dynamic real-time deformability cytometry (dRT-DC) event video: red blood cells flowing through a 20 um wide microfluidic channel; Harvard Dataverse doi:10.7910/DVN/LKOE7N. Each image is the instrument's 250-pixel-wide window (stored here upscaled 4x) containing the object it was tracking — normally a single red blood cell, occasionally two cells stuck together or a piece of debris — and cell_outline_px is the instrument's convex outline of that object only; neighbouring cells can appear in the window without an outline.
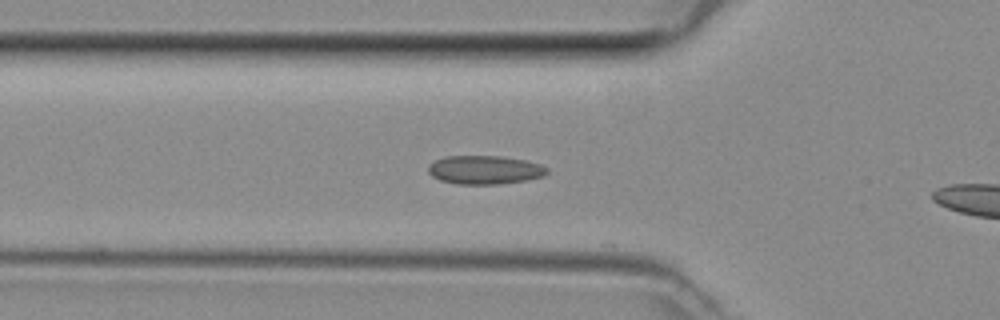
{"species": "common noctule bat (a hibernating species)", "species_latin": "Nyctalus noctula", "temperature_condition": "room temperature", "stored_images_in_passage": 33, "camera_frame_rate_fps": 3000, "um_per_image_px": 0.085, "animal": {"sex": "female", "body_mass_g": 29.2, "forearm_length_mm": 56.3}, "frame": {"image": 1, "passage_image": 10, "time_ms": 3.0, "image_size_px": [1000, 320], "cell_outline_px": [[548, 172], [544, 176], [524, 180], [500, 184], [456, 184], [440, 180], [432, 176], [428, 172], [428, 164], [444, 156], [500, 156], [528, 160], [540, 164], [548, 168]], "centroid_in_image_um": [41.2, 14.43], "position_along_channel_um": 84.6, "area_um2": 19.94}}
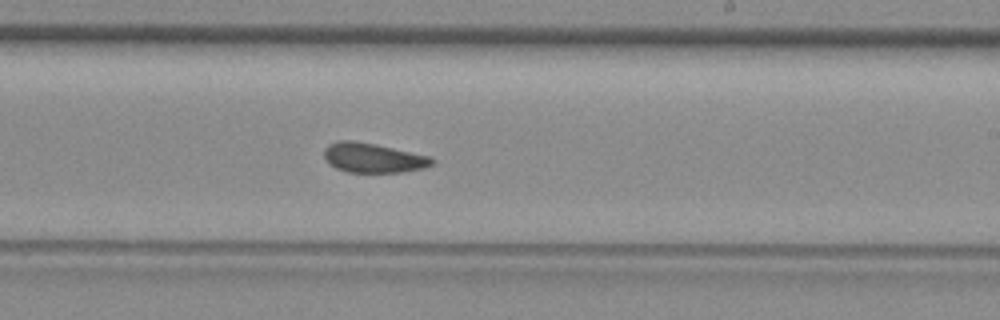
{"frame": {"image": 2, "passage_image": 22, "time_ms": 7.0, "image_size_px": [1000, 320], "cell_outline_px": [[436, 160], [432, 164], [424, 168], [400, 172], [348, 172], [336, 168], [324, 156], [324, 148], [328, 144], [340, 140], [352, 140], [376, 144], [428, 156]], "centroid_in_image_um": [31.71, 13.41], "position_along_channel_um": 257.3, "area_um2": 18.38}}
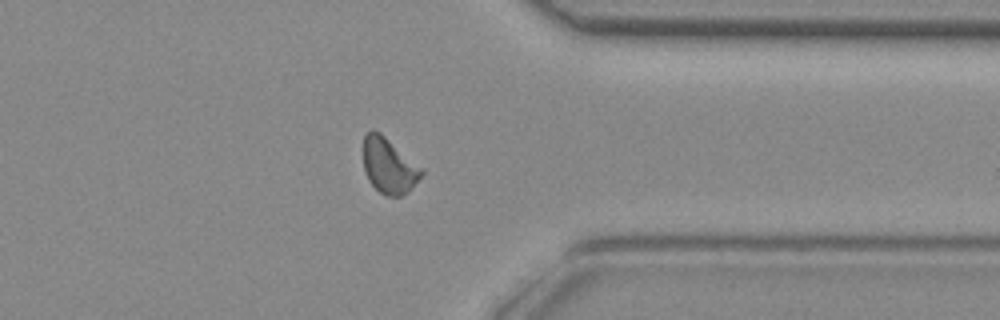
{"frame": {"image": 3, "passage_image": 31, "time_ms": 10.0, "image_size_px": [1000, 320], "cell_outline_px": [[424, 172], [408, 192], [400, 196], [388, 196], [380, 192], [368, 180], [364, 172], [364, 136], [372, 128], [380, 132], [424, 168]], "centroid_in_image_um": [33.07, 14.07], "position_along_channel_um": 378.3, "area_um2": 18.84}}